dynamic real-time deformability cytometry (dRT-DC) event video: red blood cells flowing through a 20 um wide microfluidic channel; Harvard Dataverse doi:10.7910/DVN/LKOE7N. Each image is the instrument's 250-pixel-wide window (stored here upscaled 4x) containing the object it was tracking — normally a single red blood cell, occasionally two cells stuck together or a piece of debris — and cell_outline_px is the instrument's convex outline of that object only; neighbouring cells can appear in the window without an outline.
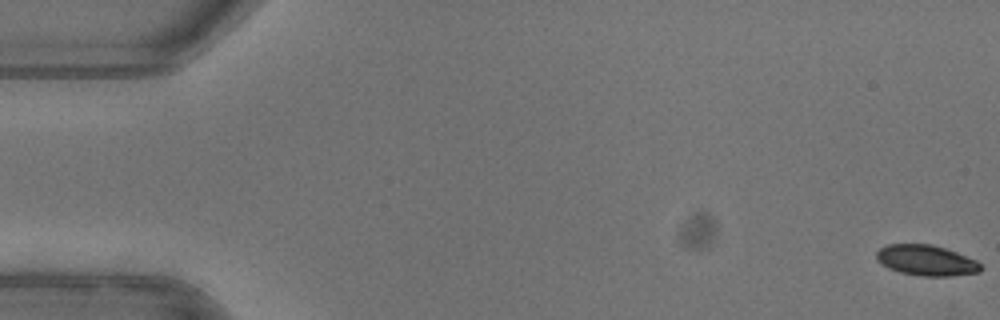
{"species": "common noctule bat (a hibernating species)", "species_latin": "Nyctalus noctula", "temperature_condition": "warm", "stored_images_in_passage": 13, "camera_frame_rate_fps": 3000, "um_per_image_px": 0.085, "animal": {"sex": "female"}, "frame": {"image": 1, "passage_image": 1, "time_ms": 0.0, "image_size_px": [1000, 320], "cell_outline_px": [[984, 268], [980, 272], [948, 276], [920, 276], [900, 272], [888, 268], [876, 260], [876, 252], [880, 248], [888, 244], [932, 244], [956, 252], [976, 260]], "centroid_in_image_um": [78.72, 22.13], "position_along_channel_um": 6.3, "area_um2": 18.61}}